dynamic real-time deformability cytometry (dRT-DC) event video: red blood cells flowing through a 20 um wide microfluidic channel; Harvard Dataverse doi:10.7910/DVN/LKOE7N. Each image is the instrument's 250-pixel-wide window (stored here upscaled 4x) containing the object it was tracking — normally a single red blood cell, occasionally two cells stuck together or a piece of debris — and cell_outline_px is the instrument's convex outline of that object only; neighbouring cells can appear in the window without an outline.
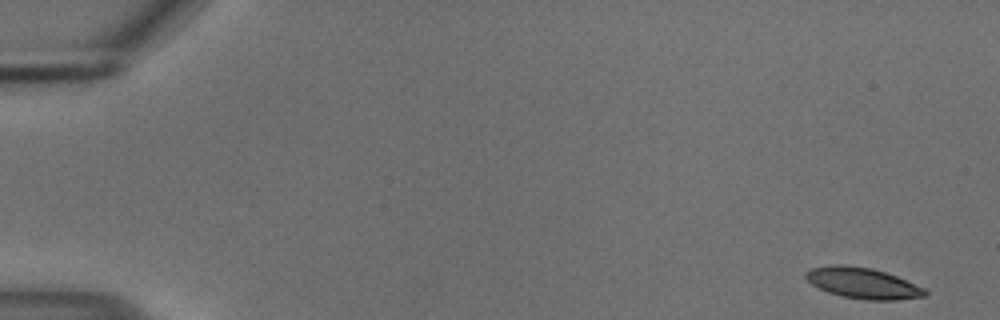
{"species": "common noctule bat (a hibernating species)", "species_latin": "Nyctalus noctula", "temperature_condition": "cold", "stored_images_in_passage": 55, "segment_of_instrument_passage": [1, 2], "camera_frame_rate_fps": 3000, "um_per_image_px": 0.085, "animal": {"sex": "male", "body_mass_g": 18.8}, "frame": {"image": 1, "passage_image": 1, "time_ms": 0.0, "image_size_px": [1000, 320], "cell_outline_px": [[928, 296], [896, 300], [868, 300], [844, 296], [828, 292], [812, 284], [804, 276], [804, 272], [812, 268], [836, 264], [840, 264], [872, 268], [896, 276], [924, 288], [928, 292]], "centroid_in_image_um": [73.35, 24.06], "position_along_channel_um": 11.7, "area_um2": 21.27}}
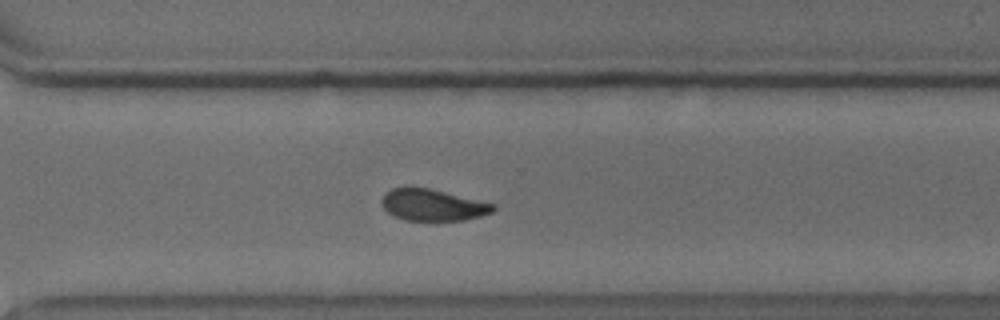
{"frame": {"image": 2, "passage_image": 39, "time_ms": 12.667, "image_size_px": [1000, 320], "cell_outline_px": [[496, 208], [492, 212], [480, 216], [464, 220], [404, 220], [388, 212], [380, 204], [380, 200], [392, 188], [432, 188], [496, 204]], "centroid_in_image_um": [36.82, 17.42], "position_along_channel_um": 333.8, "area_um2": 20.4}}
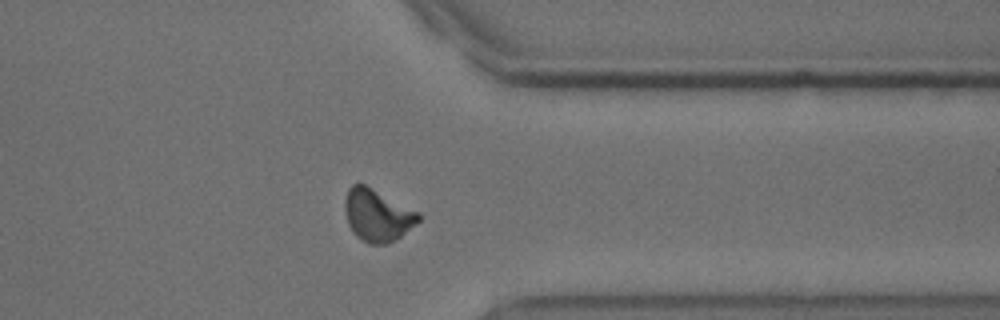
{"frame": {"image": 3, "passage_image": 43, "time_ms": 14.0, "image_size_px": [1000, 320], "cell_outline_px": [[420, 220], [416, 224], [400, 236], [384, 244], [368, 244], [356, 236], [352, 232], [348, 224], [344, 208], [344, 200], [348, 188], [352, 184], [364, 184], [420, 212]], "centroid_in_image_um": [32.05, 18.29], "position_along_channel_um": 379.3, "area_um2": 22.31}}